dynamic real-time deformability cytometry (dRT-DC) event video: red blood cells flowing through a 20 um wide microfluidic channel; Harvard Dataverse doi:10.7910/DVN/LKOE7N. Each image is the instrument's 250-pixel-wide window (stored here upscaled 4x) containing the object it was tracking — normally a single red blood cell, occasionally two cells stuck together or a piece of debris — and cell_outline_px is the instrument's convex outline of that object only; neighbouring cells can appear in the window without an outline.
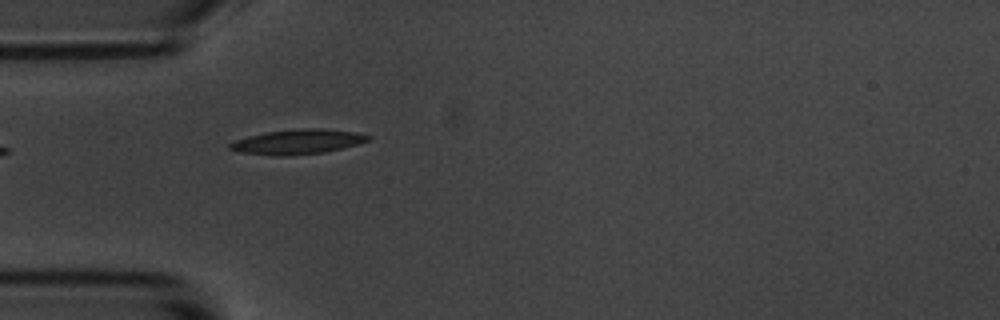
{"species": "common noctule bat (a hibernating species)", "species_latin": "Nyctalus noctula", "temperature_condition": "room temperature", "stored_images_in_passage": 6, "camera_frame_rate_fps": 3000, "um_per_image_px": 0.085, "animal": {"sex": "male", "body_mass_g": 20.1, "forearm_length_mm": 53.5}, "frame": {"image": 1, "passage_image": 5, "time_ms": 4.667, "image_size_px": [1000, 320], "cell_outline_px": [[372, 140], [324, 152], [288, 156], [276, 156], [240, 152], [228, 148], [228, 144], [236, 140], [248, 136], [268, 132], [300, 128], [324, 128], [356, 132], [372, 136]], "centroid_in_image_um": [25.32, 12.04], "position_along_channel_um": 59.7, "area_um2": 19.94}}